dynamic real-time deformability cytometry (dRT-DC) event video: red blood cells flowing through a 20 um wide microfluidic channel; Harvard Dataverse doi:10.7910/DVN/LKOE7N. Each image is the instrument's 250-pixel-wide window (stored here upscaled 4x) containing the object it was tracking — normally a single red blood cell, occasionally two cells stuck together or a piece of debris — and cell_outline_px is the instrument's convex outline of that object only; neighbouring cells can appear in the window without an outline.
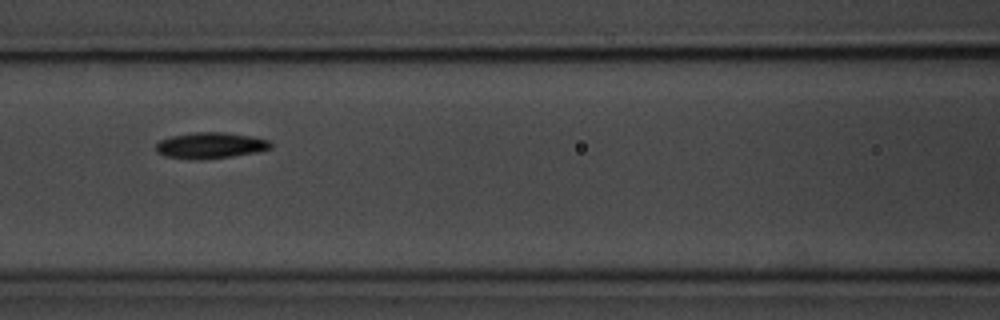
{"species": "common noctule bat (a hibernating species)", "species_latin": "Nyctalus noctula", "temperature_condition": "room temperature", "stored_images_in_passage": 6, "camera_frame_rate_fps": 3000, "um_per_image_px": 0.085, "animal": {"sex": "male", "body_mass_g": 20.1, "forearm_length_mm": 53.5}, "frame": {"image": 1, "passage_image": 4, "time_ms": 3.333, "image_size_px": [1000, 320], "cell_outline_px": [[272, 148], [256, 152], [232, 156], [200, 160], [192, 160], [164, 156], [156, 152], [156, 144], [160, 140], [172, 136], [192, 132], [224, 132], [252, 136], [268, 140], [272, 144]], "centroid_in_image_um": [17.86, 12.37], "position_along_channel_um": 148.7, "area_um2": 17.57}}
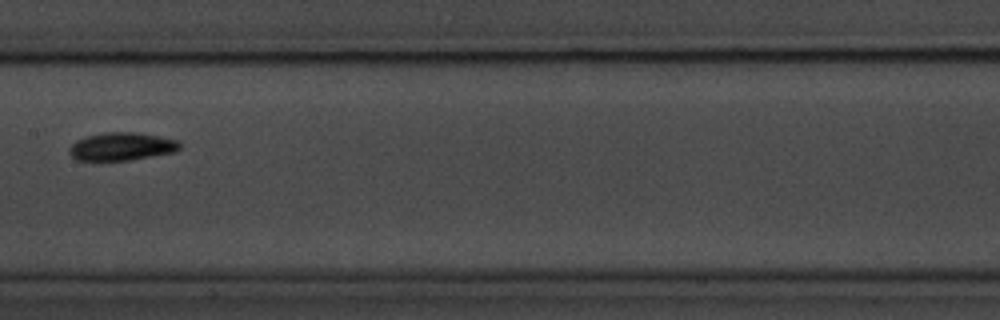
{"frame": {"image": 2, "passage_image": 5, "time_ms": 4.667, "image_size_px": [1000, 320], "cell_outline_px": [[180, 148], [172, 152], [128, 160], [76, 160], [68, 152], [68, 148], [76, 140], [84, 136], [104, 132], [136, 132], [176, 140], [180, 144]], "centroid_in_image_um": [10.26, 12.44], "position_along_channel_um": 197.1, "area_um2": 17.8}}